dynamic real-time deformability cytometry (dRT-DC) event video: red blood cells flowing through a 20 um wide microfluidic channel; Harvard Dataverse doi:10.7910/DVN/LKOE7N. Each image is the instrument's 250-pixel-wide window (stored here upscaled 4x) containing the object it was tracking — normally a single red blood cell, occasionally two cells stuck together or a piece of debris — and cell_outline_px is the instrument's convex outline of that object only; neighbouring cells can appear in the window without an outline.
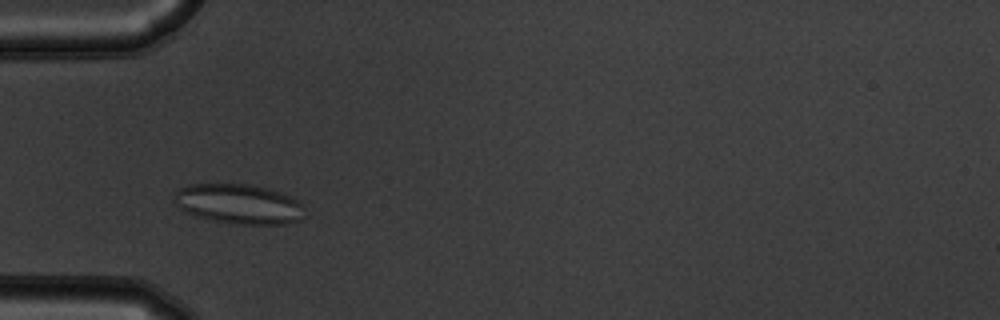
{"species": "common noctule bat (a hibernating species)", "species_latin": "Nyctalus noctula", "temperature_condition": "warm", "stored_images_in_passage": 46, "camera_frame_rate_fps": 3000, "um_per_image_px": 0.085, "animal": {"sex": "male", "body_mass_g": 19.5, "forearm_length_mm": 54.6}, "frame": {"image": 1, "passage_image": 9, "time_ms": 2.667, "image_size_px": [1000, 320], "cell_outline_px": [[304, 220], [284, 224], [240, 224], [212, 220], [196, 216], [180, 208], [172, 200], [172, 196], [176, 188], [188, 184], [248, 184], [268, 188], [280, 192], [300, 200], [304, 204]], "centroid_in_image_um": [20.31, 17.33], "position_along_channel_um": 64.7, "area_um2": 30.75}}
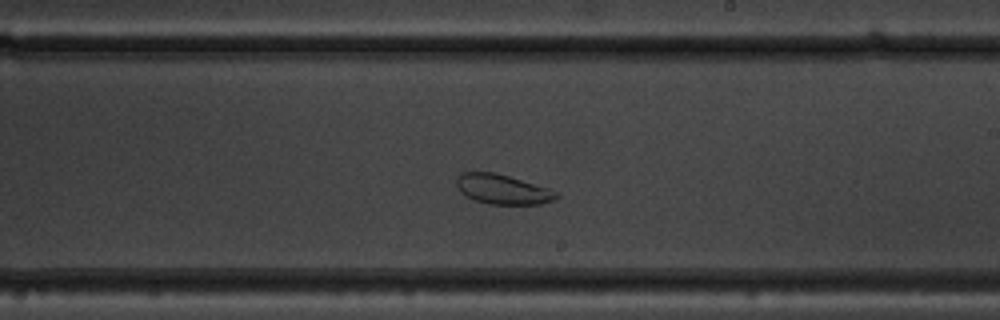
{"frame": {"image": 2, "passage_image": 24, "time_ms": 7.667, "image_size_px": [1000, 320], "cell_outline_px": [[560, 196], [552, 200], [540, 204], [488, 204], [476, 200], [460, 192], [456, 184], [456, 180], [460, 172], [496, 172], [548, 188], [560, 192]], "centroid_in_image_um": [42.73, 16.08], "position_along_channel_um": 246.3, "area_um2": 17.28}}
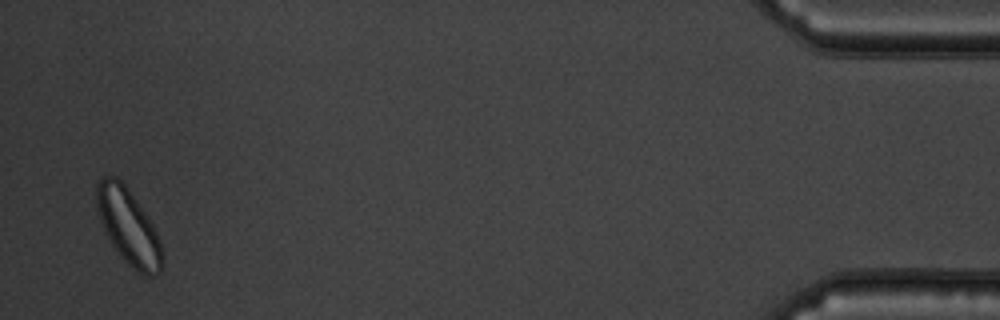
{"frame": {"image": 3, "passage_image": 45, "time_ms": 14.667, "image_size_px": [1000, 320], "cell_outline_px": [[164, 260], [160, 272], [152, 276], [144, 276], [132, 268], [116, 252], [100, 220], [96, 204], [96, 184], [100, 176], [116, 176], [128, 188], [152, 224], [160, 240], [164, 256]], "centroid_in_image_um": [10.92, 19.28], "position_along_channel_um": 424.3, "area_um2": 28.9}, "authors_computed_cell_mechanics": {"area_um2": 25.721, "velocity_mm_per_s": 3.6732, "shape_relaxation_time_tau1_ms": null, "shape_relaxation_time_tau2_ms": 1.2679, "deformation_change_tau1": null, "deformation_change_tau2": 0.064}}